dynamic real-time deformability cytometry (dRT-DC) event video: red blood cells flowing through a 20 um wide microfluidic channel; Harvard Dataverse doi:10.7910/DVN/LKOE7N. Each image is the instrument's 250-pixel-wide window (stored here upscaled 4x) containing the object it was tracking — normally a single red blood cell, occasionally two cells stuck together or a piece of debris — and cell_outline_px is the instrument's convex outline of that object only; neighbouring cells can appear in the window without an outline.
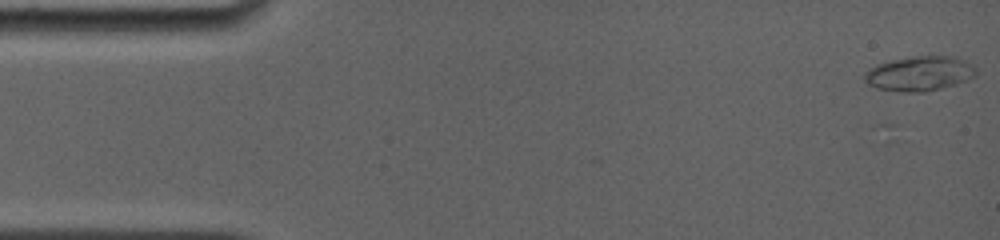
{"species": "common noctule bat (a hibernating species)", "species_latin": "Nyctalus noctula", "temperature_condition": "room temperature", "stored_images_in_passage": 53, "camera_frame_rate_fps": 4000, "um_per_image_px": 0.085, "animal": {"sex": "female", "body_mass_g": 19.0, "forearm_length_mm": 56.7}, "frame": {"image": 1, "passage_image": 1, "time_ms": 0.0, "image_size_px": [1000, 240], "cell_outline_px": [[976, 76], [968, 80], [956, 84], [924, 92], [900, 92], [876, 88], [864, 84], [864, 72], [868, 68], [876, 64], [892, 60], [912, 56], [952, 56], [964, 60], [976, 68]], "centroid_in_image_um": [78.11, 6.26], "position_along_channel_um": 6.9, "area_um2": 22.83}}
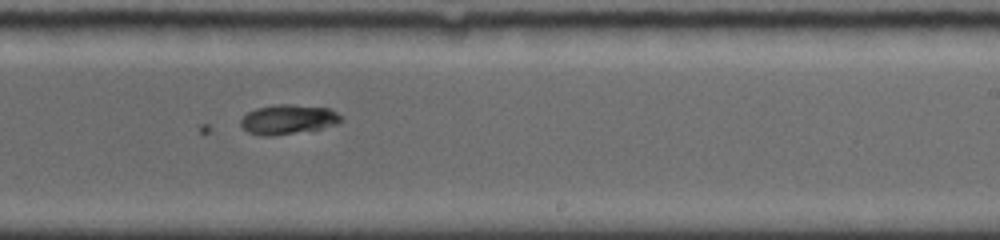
{"frame": {"image": 2, "passage_image": 25, "time_ms": 10.0, "image_size_px": [1000, 240], "cell_outline_px": [[344, 120], [336, 124], [320, 128], [272, 136], [260, 136], [248, 132], [240, 124], [240, 120], [248, 112], [256, 108], [276, 104], [292, 104], [328, 108], [336, 112]], "centroid_in_image_um": [24.46, 10.14], "position_along_channel_um": 264.5, "area_um2": 17.17}}
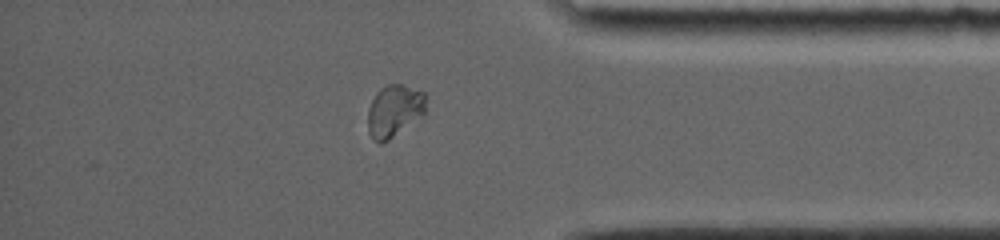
{"frame": {"image": 3, "passage_image": 42, "time_ms": 13.75, "image_size_px": [1000, 240], "cell_outline_px": [[424, 112], [388, 140], [380, 144], [372, 140], [368, 132], [368, 108], [376, 92], [380, 88], [388, 84], [400, 84], [424, 92]], "centroid_in_image_um": [33.44, 9.42], "position_along_channel_um": 401.8, "area_um2": 17.22}}